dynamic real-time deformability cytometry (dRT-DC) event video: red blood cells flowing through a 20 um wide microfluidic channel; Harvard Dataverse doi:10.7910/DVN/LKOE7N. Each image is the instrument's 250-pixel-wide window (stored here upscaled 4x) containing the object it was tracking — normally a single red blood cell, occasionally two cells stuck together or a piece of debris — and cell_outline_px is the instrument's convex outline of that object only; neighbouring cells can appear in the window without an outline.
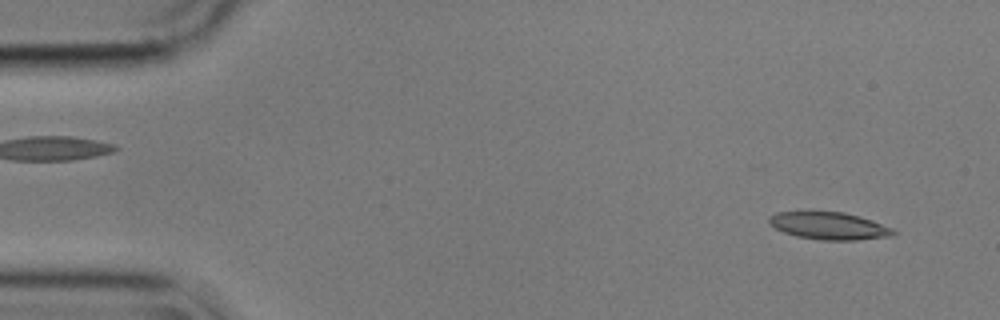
{"species": "common noctule bat (a hibernating species)", "species_latin": "Nyctalus noctula", "temperature_condition": "cold", "stored_images_in_passage": 54, "camera_frame_rate_fps": 3000, "um_per_image_px": 0.085, "animal": {"sex": "male", "body_mass_g": 17.9}, "frame": {"image": 1, "passage_image": 3, "time_ms": 0.667, "image_size_px": [1000, 320], "cell_outline_px": [[896, 236], [856, 240], [820, 240], [796, 236], [784, 232], [768, 224], [768, 216], [776, 212], [808, 208], [844, 212], [860, 216], [872, 220], [892, 228], [896, 232]], "centroid_in_image_um": [70.4, 19.14], "position_along_channel_um": 14.6, "area_um2": 20.92}}
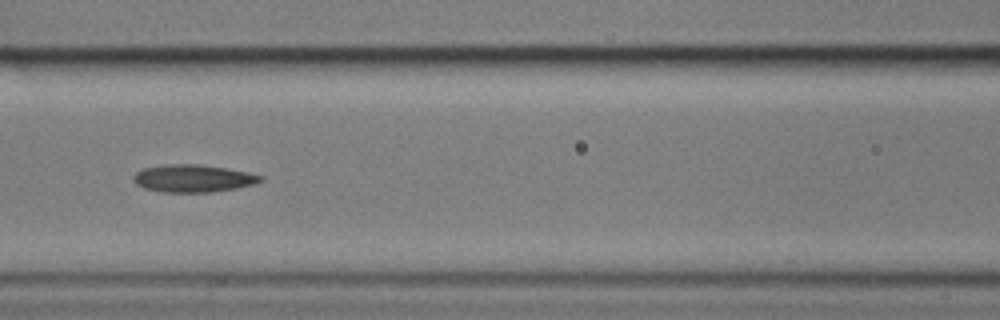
{"frame": {"image": 2, "passage_image": 23, "time_ms": 7.333, "image_size_px": [1000, 320], "cell_outline_px": [[264, 180], [256, 184], [236, 188], [212, 192], [160, 192], [144, 188], [136, 184], [132, 180], [132, 176], [136, 172], [144, 168], [164, 164], [196, 164], [224, 168], [248, 172], [264, 176]], "centroid_in_image_um": [16.41, 15.17], "position_along_channel_um": 150.2, "area_um2": 20.52}}
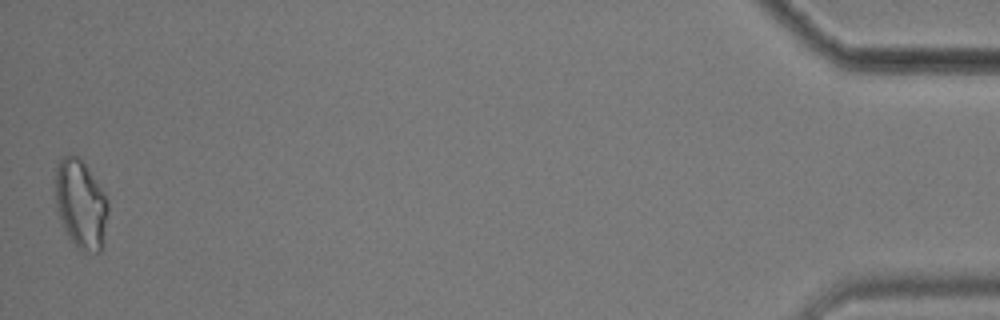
{"frame": {"image": 3, "passage_image": 54, "time_ms": 17.667, "image_size_px": [1000, 320], "cell_outline_px": [[108, 212], [104, 244], [100, 252], [84, 252], [72, 240], [64, 228], [56, 208], [56, 168], [60, 160], [68, 152], [80, 156], [104, 192], [108, 200]], "centroid_in_image_um": [6.89, 17.32], "position_along_channel_um": 428.3, "area_um2": 27.4}, "authors_computed_cell_mechanics": {"area_um2": 20.519, "velocity_mm_per_s": 3.5718, "shape_relaxation_time_tau1_ms": 7.0958, "shape_relaxation_time_tau2_ms": 5.8318, "deformation_change_tau1": 0.141, "deformation_change_tau2": 0.1571}}